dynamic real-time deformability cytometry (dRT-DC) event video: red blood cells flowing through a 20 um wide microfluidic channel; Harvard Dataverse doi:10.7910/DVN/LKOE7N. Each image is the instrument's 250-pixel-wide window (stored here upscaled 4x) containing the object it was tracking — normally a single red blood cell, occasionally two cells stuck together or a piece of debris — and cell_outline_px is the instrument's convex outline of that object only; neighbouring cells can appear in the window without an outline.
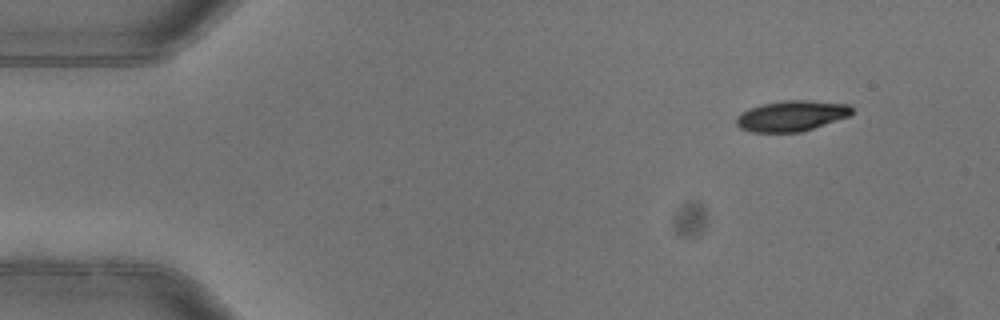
{"species": "common noctule bat (a hibernating species)", "species_latin": "Nyctalus noctula", "temperature_condition": "warm", "stored_images_in_passage": 4, "segment_of_instrument_passage": [1, 2], "camera_frame_rate_fps": 3000, "um_per_image_px": 0.085, "animal": {"sex": "female"}, "frame": {"image": 1, "passage_image": 1, "time_ms": 0.0, "image_size_px": [1000, 320], "cell_outline_px": [[852, 112], [848, 116], [804, 132], [752, 132], [740, 128], [736, 124], [736, 116], [752, 108], [764, 104], [784, 100], [808, 100], [848, 104], [852, 108]], "centroid_in_image_um": [67.29, 9.86], "position_along_channel_um": 17.7, "area_um2": 20.46}}